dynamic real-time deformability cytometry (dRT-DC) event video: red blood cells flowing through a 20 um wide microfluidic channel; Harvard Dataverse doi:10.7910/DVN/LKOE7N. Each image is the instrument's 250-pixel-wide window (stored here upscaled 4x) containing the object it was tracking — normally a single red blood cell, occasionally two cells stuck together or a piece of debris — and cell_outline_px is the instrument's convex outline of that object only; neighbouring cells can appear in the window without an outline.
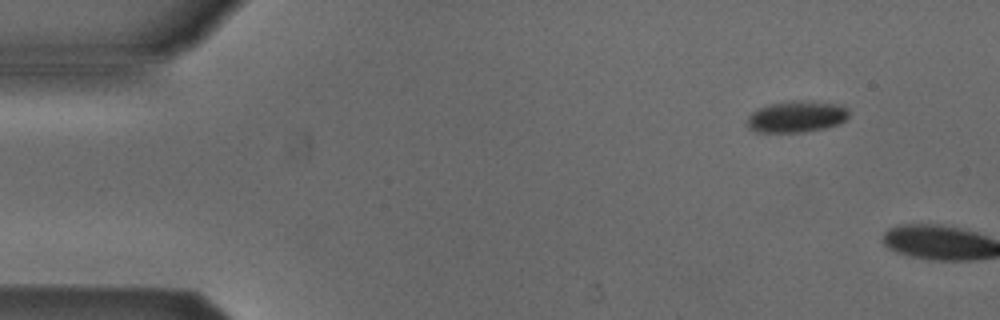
{"species": "Egyptian fruit bat (a non-hibernating species)", "species_latin": "Rousettus aegyptiacus", "temperature_condition": "cold", "stored_images_in_passage": 6, "segment_of_instrument_passage": [2, 2], "camera_frame_rate_fps": 3000, "um_per_image_px": 0.085, "animal": {"sex": "male"}, "frame": {"image": 1, "passage_image": 6, "time_ms": 1.667, "image_size_px": [1000, 320], "cell_outline_px": [[848, 116], [840, 124], [824, 128], [800, 132], [756, 132], [748, 128], [748, 116], [752, 112], [768, 104], [792, 100], [800, 100], [844, 104], [848, 108]], "centroid_in_image_um": [67.73, 9.9], "position_along_channel_um": 17.3, "area_um2": 18.79}}